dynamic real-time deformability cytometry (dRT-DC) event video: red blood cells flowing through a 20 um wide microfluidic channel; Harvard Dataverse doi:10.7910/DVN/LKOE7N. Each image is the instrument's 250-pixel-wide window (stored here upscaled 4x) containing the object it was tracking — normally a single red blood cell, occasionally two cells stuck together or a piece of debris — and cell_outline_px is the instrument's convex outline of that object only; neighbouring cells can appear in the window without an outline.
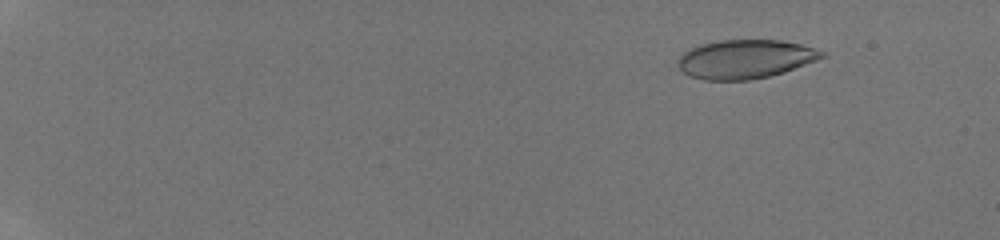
{"species": "human", "species_latin": "Homo sapiens", "temperature_condition": "room temperature", "stored_images_in_passage": 16, "camera_frame_rate_fps": 3000, "um_per_image_px": 0.085, "donor": {"sex": "male"}, "frame": {"image": 1, "passage_image": 4, "time_ms": 2.333, "image_size_px": [1000, 240], "cell_outline_px": [[828, 56], [784, 72], [768, 76], [748, 80], [704, 80], [688, 76], [676, 64], [680, 56], [688, 48], [700, 44], [720, 40], [780, 40], [800, 44], [828, 52]], "centroid_in_image_um": [63.35, 5.02], "position_along_channel_um": 21.7, "area_um2": 32.77}}
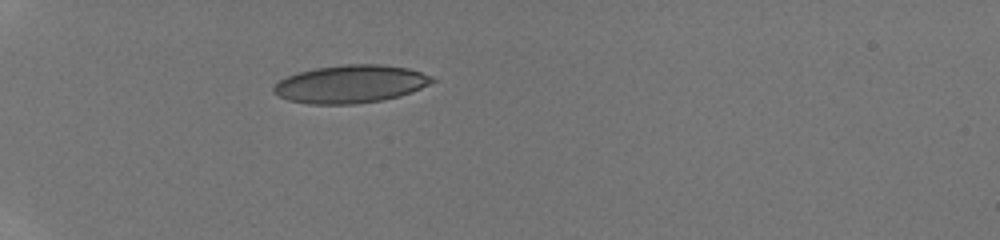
{"frame": {"image": 2, "passage_image": 11, "time_ms": 6.333, "image_size_px": [1000, 240], "cell_outline_px": [[436, 80], [412, 92], [400, 96], [384, 100], [356, 104], [308, 104], [288, 100], [272, 92], [272, 88], [280, 80], [296, 72], [316, 68], [344, 64], [380, 64], [408, 68], [432, 76]], "centroid_in_image_um": [29.79, 7.14], "position_along_channel_um": 55.2, "area_um2": 35.08}}
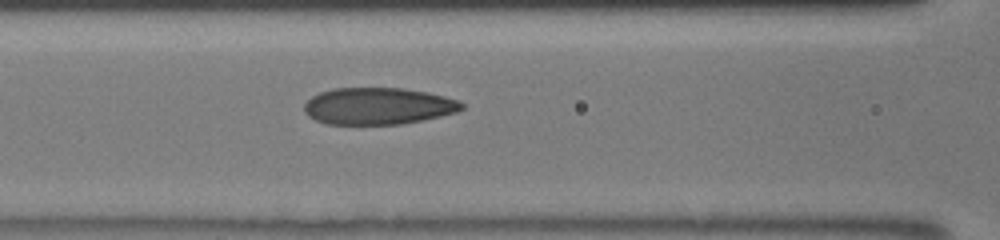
{"frame": {"image": 3, "passage_image": 16, "time_ms": 9.0, "image_size_px": [1000, 240], "cell_outline_px": [[464, 108], [456, 112], [440, 116], [400, 124], [328, 124], [316, 120], [308, 116], [304, 112], [304, 104], [312, 96], [320, 92], [332, 88], [404, 88], [428, 92], [460, 100], [464, 104]], "centroid_in_image_um": [32.14, 9.01], "position_along_channel_um": 134.5, "area_um2": 33.87}}